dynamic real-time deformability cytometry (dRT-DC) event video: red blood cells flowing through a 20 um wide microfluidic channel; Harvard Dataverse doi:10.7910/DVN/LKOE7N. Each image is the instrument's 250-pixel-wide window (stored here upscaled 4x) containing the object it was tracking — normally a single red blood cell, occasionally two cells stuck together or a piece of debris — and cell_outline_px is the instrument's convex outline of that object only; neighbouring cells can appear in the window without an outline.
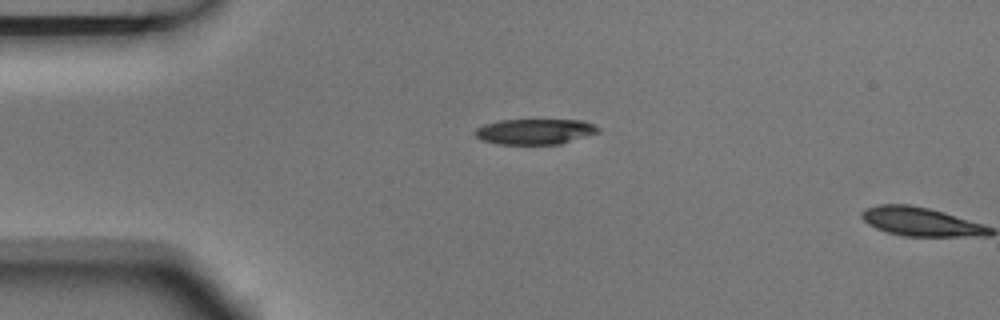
{"species": "Egyptian fruit bat (a non-hibernating species)", "species_latin": "Rousettus aegyptiacus", "temperature_condition": "room temperature", "stored_images_in_passage": 2, "camera_frame_rate_fps": 3000, "um_per_image_px": 0.085, "animal": {"sex": "male"}, "frame": {"image": 1, "passage_image": 1, "time_ms": 0.0, "image_size_px": [1000, 320], "cell_outline_px": [[600, 132], [560, 144], [500, 144], [480, 140], [472, 132], [476, 128], [484, 124], [500, 120], [580, 120], [592, 124], [600, 128]], "centroid_in_image_um": [45.43, 11.18], "position_along_channel_um": 39.6, "area_um2": 18.32}}